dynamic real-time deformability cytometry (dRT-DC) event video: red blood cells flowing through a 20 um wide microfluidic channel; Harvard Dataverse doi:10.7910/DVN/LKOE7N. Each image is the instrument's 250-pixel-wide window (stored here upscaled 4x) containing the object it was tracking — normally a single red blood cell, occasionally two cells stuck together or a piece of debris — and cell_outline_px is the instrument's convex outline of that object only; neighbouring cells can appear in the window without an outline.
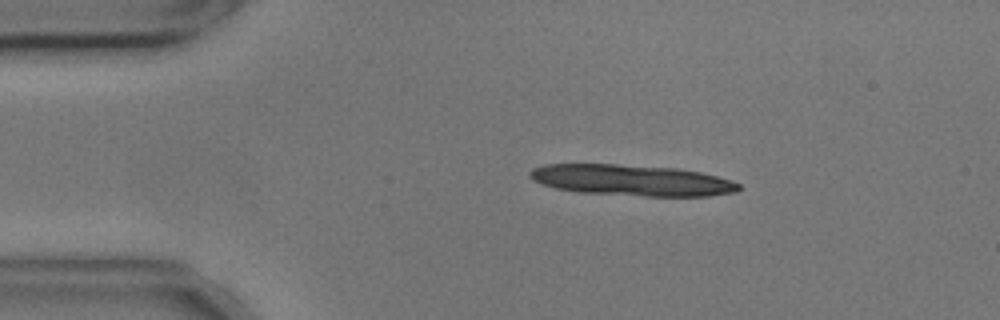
{"species": "common noctule bat (a hibernating species)", "species_latin": "Nyctalus noctula", "temperature_condition": "cold", "stored_images_in_passage": 7, "camera_frame_rate_fps": 3000, "um_per_image_px": 0.085, "animal": {"sex": "male", "body_mass_g": 17.9, "forearm_length_mm": 54.2}, "frame": {"image": 1, "passage_image": 2, "time_ms": 0.333, "image_size_px": [1000, 320], "cell_outline_px": [[740, 188], [736, 192], [708, 196], [644, 196], [580, 192], [556, 188], [532, 180], [528, 176], [528, 172], [532, 168], [544, 164], [616, 164], [676, 168], [700, 172], [716, 176], [740, 184]], "centroid_in_image_um": [53.66, 15.31], "position_along_channel_um": 31.3, "area_um2": 37.69}}